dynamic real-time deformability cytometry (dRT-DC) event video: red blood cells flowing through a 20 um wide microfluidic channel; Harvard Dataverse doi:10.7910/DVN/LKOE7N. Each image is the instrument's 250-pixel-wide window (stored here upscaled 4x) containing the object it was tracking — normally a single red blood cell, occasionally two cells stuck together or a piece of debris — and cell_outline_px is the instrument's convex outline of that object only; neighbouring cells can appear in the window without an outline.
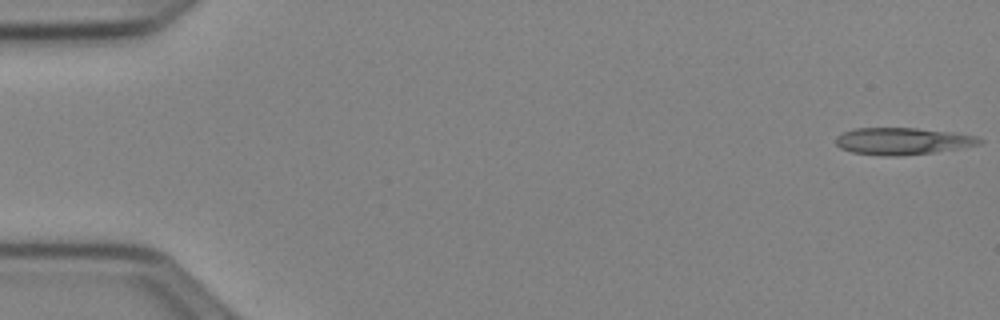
{"species": "Egyptian fruit bat (a non-hibernating species)", "species_latin": "Rousettus aegyptiacus", "temperature_condition": "cold", "stored_images_in_passage": 15, "camera_frame_rate_fps": 3000, "um_per_image_px": 0.085, "animal": {"sex": "female"}, "frame": {"image": 1, "passage_image": 1, "time_ms": 0.0, "image_size_px": [1000, 320], "cell_outline_px": [[984, 140], [980, 144], [932, 152], [852, 152], [840, 148], [836, 144], [836, 136], [844, 132], [856, 128], [916, 128], [952, 132], [976, 136]], "centroid_in_image_um": [76.74, 11.92], "position_along_channel_um": 8.3, "area_um2": 20.98}}
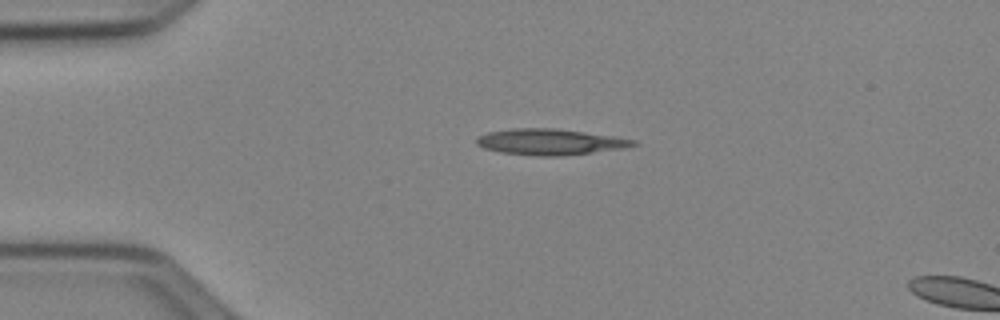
{"frame": {"image": 2, "passage_image": 12, "time_ms": 3.667, "image_size_px": [1000, 320], "cell_outline_px": [[640, 144], [624, 148], [560, 156], [536, 156], [500, 152], [484, 148], [476, 144], [476, 136], [488, 132], [516, 128], [556, 128], [612, 136], [636, 140]], "centroid_in_image_um": [46.73, 12.06], "position_along_channel_um": 38.3, "area_um2": 23.7}}